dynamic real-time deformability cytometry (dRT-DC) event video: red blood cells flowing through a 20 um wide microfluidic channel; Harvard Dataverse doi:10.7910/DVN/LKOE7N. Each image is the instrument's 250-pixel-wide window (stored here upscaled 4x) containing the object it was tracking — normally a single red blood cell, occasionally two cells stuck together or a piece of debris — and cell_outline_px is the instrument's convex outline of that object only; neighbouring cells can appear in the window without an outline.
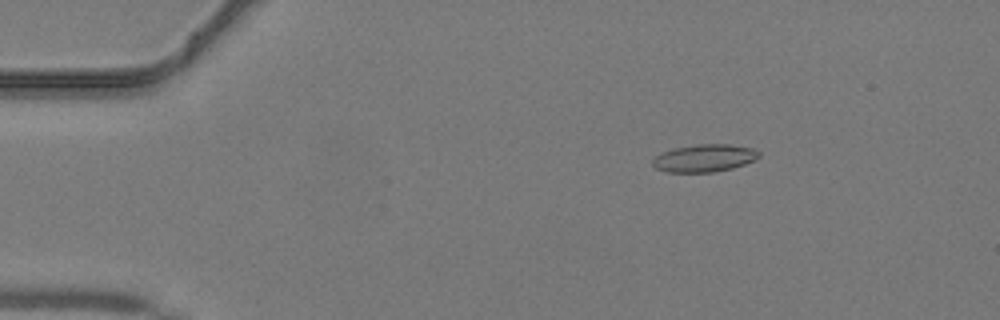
{"species": "common noctule bat (a hibernating species)", "species_latin": "Nyctalus noctula", "temperature_condition": "warm", "stored_images_in_passage": 45, "camera_frame_rate_fps": 3000, "um_per_image_px": 0.085, "animal": {"sex": "male", "body_mass_g": 19.2, "forearm_length_mm": 51.8}, "frame": {"image": 1, "passage_image": 8, "time_ms": 2.333, "image_size_px": [1000, 320], "cell_outline_px": [[760, 156], [756, 160], [732, 168], [712, 172], [668, 172], [656, 168], [652, 164], [652, 160], [660, 152], [676, 148], [696, 144], [728, 144], [752, 148], [760, 152]], "centroid_in_image_um": [59.87, 13.43], "position_along_channel_um": 25.1, "area_um2": 17.05}}
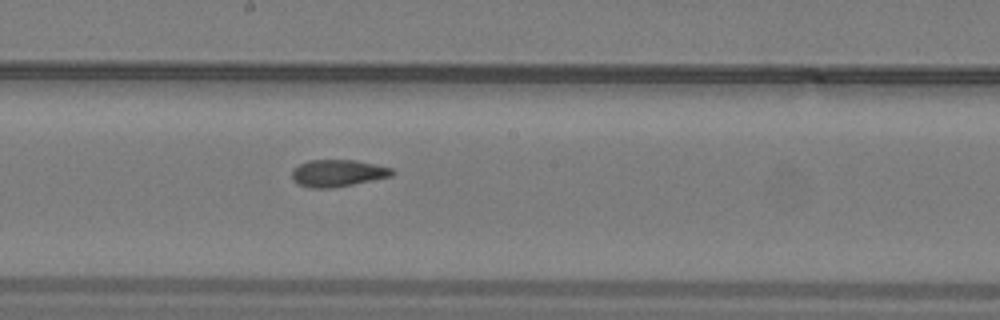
{"frame": {"image": 2, "passage_image": 25, "time_ms": 8.0, "image_size_px": [1000, 320], "cell_outline_px": [[396, 172], [392, 176], [332, 188], [308, 188], [296, 184], [292, 180], [292, 168], [308, 160], [356, 160], [392, 168]], "centroid_in_image_um": [28.67, 14.72], "position_along_channel_um": 219.5, "area_um2": 15.9}}
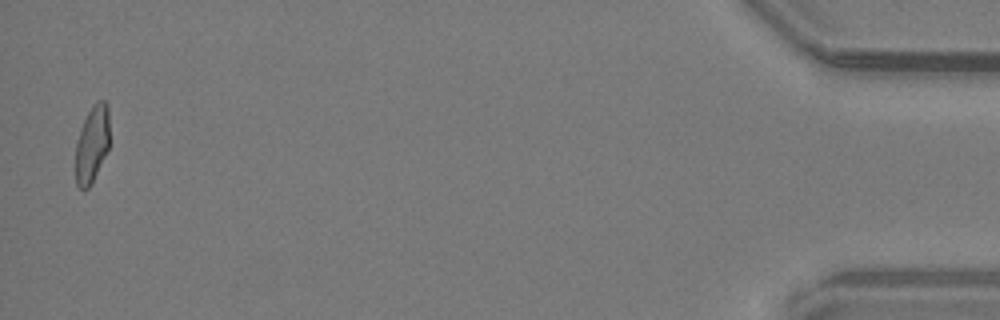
{"frame": {"image": 3, "passage_image": 44, "time_ms": 14.333, "image_size_px": [1000, 320], "cell_outline_px": [[108, 148], [92, 184], [84, 192], [76, 184], [76, 144], [80, 128], [92, 104], [96, 100], [104, 100], [108, 104]], "centroid_in_image_um": [7.81, 12.25], "position_along_channel_um": 427.4, "area_um2": 15.26}}